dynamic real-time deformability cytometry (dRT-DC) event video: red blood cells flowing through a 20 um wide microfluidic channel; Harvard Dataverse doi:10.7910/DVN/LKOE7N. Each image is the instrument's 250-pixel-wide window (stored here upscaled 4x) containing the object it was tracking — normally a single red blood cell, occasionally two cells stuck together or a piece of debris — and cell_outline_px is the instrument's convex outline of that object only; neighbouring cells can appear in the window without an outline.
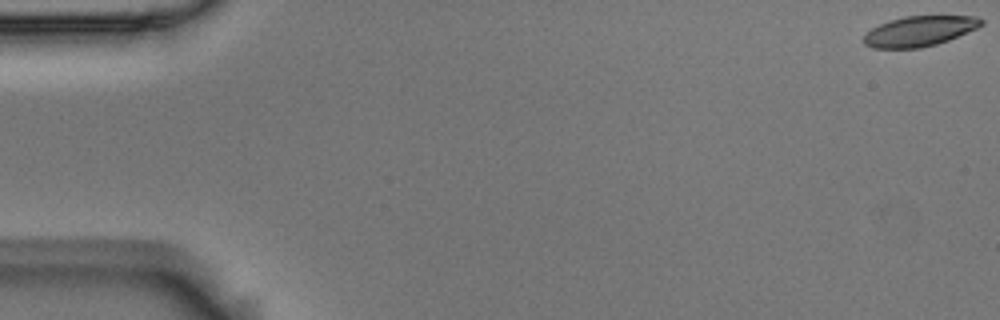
{"species": "Egyptian fruit bat (a non-hibernating species)", "species_latin": "Rousettus aegyptiacus", "temperature_condition": "room temperature", "stored_images_in_passage": 57, "camera_frame_rate_fps": 3000, "um_per_image_px": 0.085, "animal": {"sex": "male"}, "frame": {"image": 1, "passage_image": 1, "time_ms": 0.0, "image_size_px": [1000, 320], "cell_outline_px": [[984, 24], [976, 28], [948, 40], [936, 44], [920, 48], [872, 48], [864, 44], [864, 36], [872, 28], [888, 20], [904, 16], [976, 16], [984, 20]], "centroid_in_image_um": [78.15, 2.64], "position_along_channel_um": 6.9, "area_um2": 20.58}}
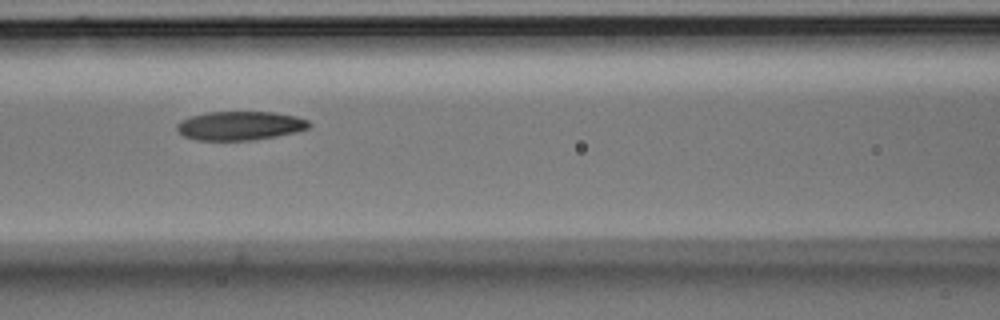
{"frame": {"image": 2, "passage_image": 25, "time_ms": 8.0, "image_size_px": [1000, 320], "cell_outline_px": [[312, 124], [308, 128], [296, 132], [276, 136], [252, 140], [196, 140], [184, 136], [176, 128], [176, 124], [180, 120], [192, 116], [208, 112], [272, 112], [296, 116], [308, 120]], "centroid_in_image_um": [20.4, 10.68], "position_along_channel_um": 146.2, "area_um2": 22.2}}
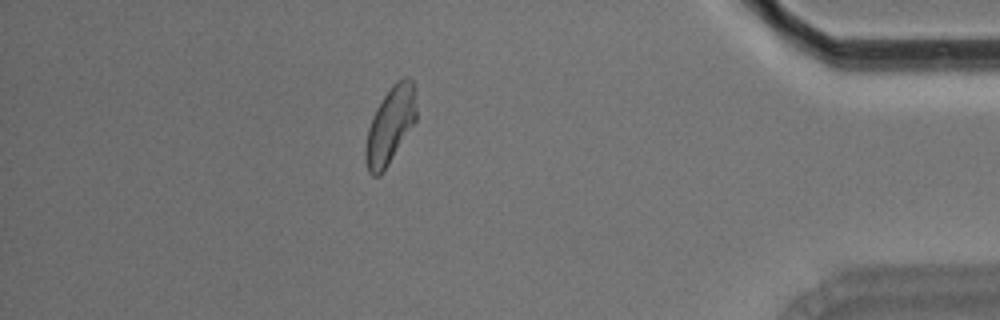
{"frame": {"image": 3, "passage_image": 50, "time_ms": 16.333, "image_size_px": [1000, 320], "cell_outline_px": [[416, 120], [388, 164], [380, 176], [372, 176], [368, 172], [364, 160], [364, 148], [368, 128], [372, 116], [376, 108], [392, 84], [396, 80], [404, 76], [408, 76], [412, 80], [416, 108]], "centroid_in_image_um": [33.13, 10.66], "position_along_channel_um": 402.1, "area_um2": 22.66}, "authors_computed_cell_mechanics": {"area_um2": 22.6576, "velocity_mm_per_s": 3.5679, "shape_relaxation_time_tau1_ms": 5.8503, "shape_relaxation_time_tau2_ms": 5.7279, "deformation_change_tau1": 0.154, "deformation_change_tau2": 0.1165}}